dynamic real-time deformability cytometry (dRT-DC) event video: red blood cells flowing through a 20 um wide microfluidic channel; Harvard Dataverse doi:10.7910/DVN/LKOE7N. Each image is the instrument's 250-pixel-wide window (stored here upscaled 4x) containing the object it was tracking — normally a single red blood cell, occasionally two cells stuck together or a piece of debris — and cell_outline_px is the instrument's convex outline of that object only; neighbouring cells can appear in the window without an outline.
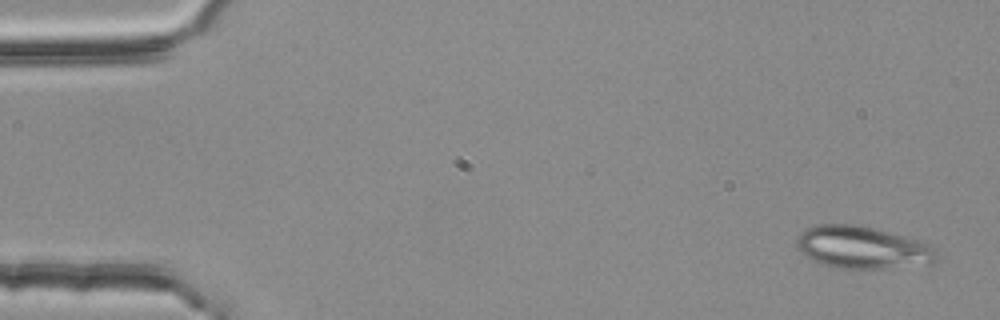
{"species": "common noctule bat (a hibernating species)", "species_latin": "Nyctalus noctula", "temperature_condition": "room temperature", "stored_images_in_passage": 4, "camera_frame_rate_fps": 3000, "um_per_image_px": 0.085, "animal": {"sex": "female", "body_mass_g": 25.1}, "frame": {"image": 1, "passage_image": 1, "time_ms": 0.0, "image_size_px": [1000, 320], "cell_outline_px": [[936, 264], [884, 268], [844, 268], [828, 264], [816, 260], [808, 256], [796, 248], [796, 240], [808, 228], [816, 224], [860, 224], [876, 228], [904, 236], [928, 244], [936, 252]], "centroid_in_image_um": [73.36, 21.02], "position_along_channel_um": 11.6, "area_um2": 34.04}}